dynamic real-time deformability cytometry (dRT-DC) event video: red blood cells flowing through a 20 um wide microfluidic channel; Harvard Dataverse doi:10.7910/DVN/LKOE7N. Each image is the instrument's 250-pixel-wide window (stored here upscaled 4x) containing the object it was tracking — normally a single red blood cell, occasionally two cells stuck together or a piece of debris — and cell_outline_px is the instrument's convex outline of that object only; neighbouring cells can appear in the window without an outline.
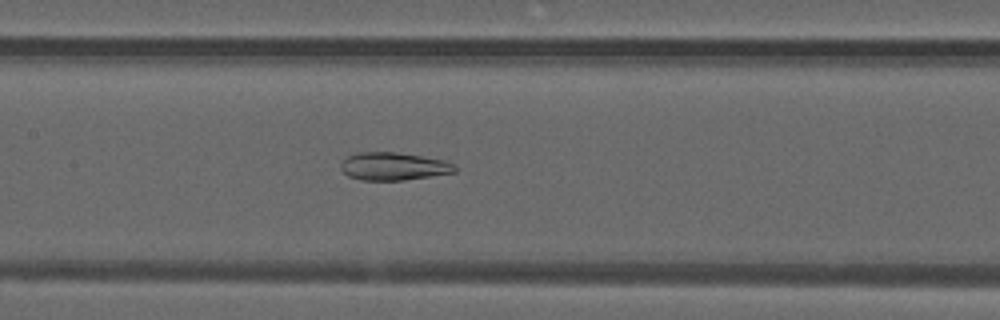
{"species": "common noctule bat (a hibernating species)", "species_latin": "Nyctalus noctula", "temperature_condition": "warm", "stored_images_in_passage": 49, "camera_frame_rate_fps": 3000, "um_per_image_px": 0.085, "animal": {"sex": "male", "forearm_length_mm": 52.5}, "frame": {"image": 1, "passage_image": 23, "time_ms": 7.333, "image_size_px": [1000, 320], "cell_outline_px": [[456, 172], [404, 180], [360, 180], [348, 176], [340, 168], [340, 164], [348, 156], [356, 152], [396, 152], [444, 160], [456, 164]], "centroid_in_image_um": [33.44, 14.14], "position_along_channel_um": 174.0, "area_um2": 18.5}}
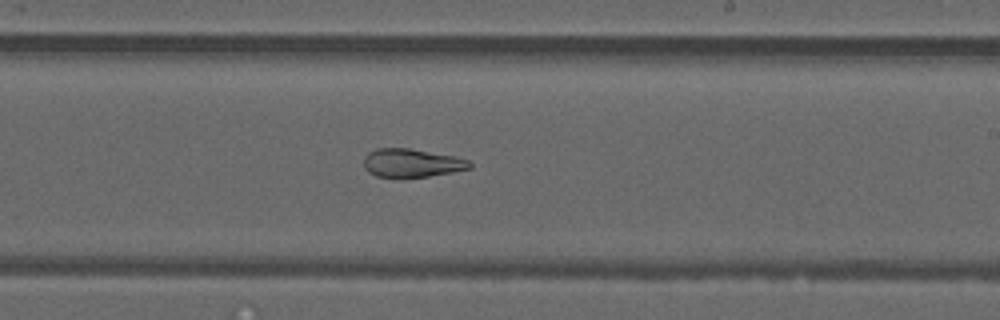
{"frame": {"image": 2, "passage_image": 29, "time_ms": 9.333, "image_size_px": [1000, 320], "cell_outline_px": [[472, 168], [452, 172], [428, 176], [376, 176], [368, 172], [364, 168], [364, 156], [368, 152], [376, 148], [408, 148], [456, 156], [468, 160], [472, 164]], "centroid_in_image_um": [35.0, 13.83], "position_along_channel_um": 254.0, "area_um2": 17.4}}
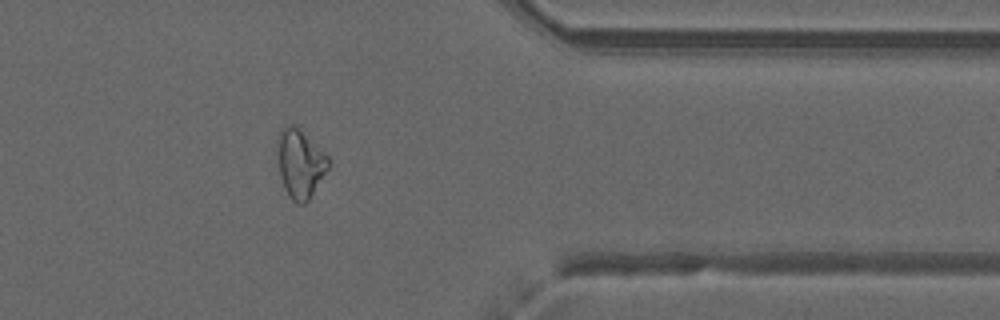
{"frame": {"image": 3, "passage_image": 40, "time_ms": 13.0, "image_size_px": [1000, 320], "cell_outline_px": [[332, 164], [308, 200], [304, 204], [296, 204], [288, 196], [284, 188], [280, 172], [276, 152], [276, 140], [284, 124], [296, 124], [328, 156]], "centroid_in_image_um": [25.51, 13.87], "position_along_channel_um": 385.9, "area_um2": 20.81}, "authors_computed_cell_mechanics": {"area_um2": 23.0044, "velocity_mm_per_s": 4.0184, "shape_relaxation_time_tau1_ms": null, "shape_relaxation_time_tau2_ms": 2.0915, "deformation_change_tau1": null, "deformation_change_tau2": 0.0821}}